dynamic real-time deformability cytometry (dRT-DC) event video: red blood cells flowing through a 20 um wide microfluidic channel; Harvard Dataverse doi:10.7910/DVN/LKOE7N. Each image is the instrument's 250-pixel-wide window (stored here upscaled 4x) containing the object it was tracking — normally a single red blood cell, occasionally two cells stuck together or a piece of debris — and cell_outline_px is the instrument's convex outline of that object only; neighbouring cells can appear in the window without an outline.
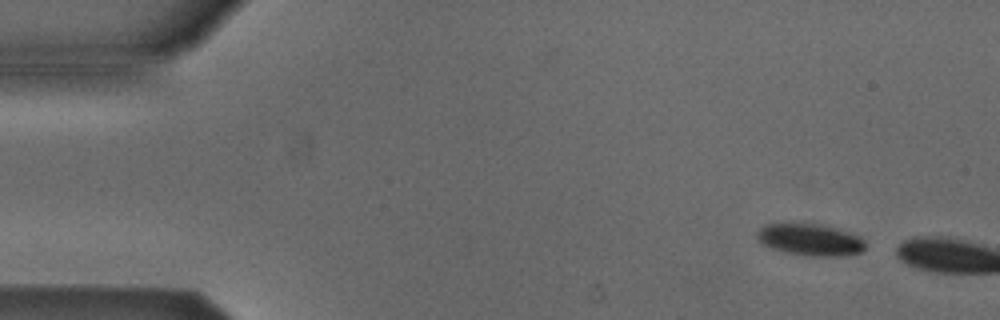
{"species": "Egyptian fruit bat (a non-hibernating species)", "species_latin": "Rousettus aegyptiacus", "temperature_condition": "cold", "stored_images_in_passage": 3, "camera_frame_rate_fps": 3000, "um_per_image_px": 0.085, "animal": {"sex": "male"}, "frame": {"image": 1, "passage_image": 1, "time_ms": 0.0, "image_size_px": [1000, 320], "cell_outline_px": [[864, 248], [860, 252], [844, 256], [804, 256], [784, 252], [768, 248], [760, 244], [756, 240], [756, 232], [764, 224], [792, 220], [820, 224], [836, 228], [860, 236], [864, 240]], "centroid_in_image_um": [68.75, 20.33], "position_along_channel_um": 16.3, "area_um2": 21.15}}